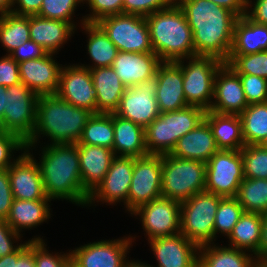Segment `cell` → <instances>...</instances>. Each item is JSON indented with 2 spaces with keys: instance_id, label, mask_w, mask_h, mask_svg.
<instances>
[{
  "instance_id": "bcb514c9",
  "label": "cell",
  "mask_w": 267,
  "mask_h": 267,
  "mask_svg": "<svg viewBox=\"0 0 267 267\" xmlns=\"http://www.w3.org/2000/svg\"><path fill=\"white\" fill-rule=\"evenodd\" d=\"M15 150L25 151V142L16 134L0 131V170L8 169L17 160L12 157Z\"/></svg>"
},
{
  "instance_id": "ee69618b",
  "label": "cell",
  "mask_w": 267,
  "mask_h": 267,
  "mask_svg": "<svg viewBox=\"0 0 267 267\" xmlns=\"http://www.w3.org/2000/svg\"><path fill=\"white\" fill-rule=\"evenodd\" d=\"M84 3L89 5L91 12L82 17L81 24L96 23L107 16L123 14V0H84Z\"/></svg>"
},
{
  "instance_id": "44dd1931",
  "label": "cell",
  "mask_w": 267,
  "mask_h": 267,
  "mask_svg": "<svg viewBox=\"0 0 267 267\" xmlns=\"http://www.w3.org/2000/svg\"><path fill=\"white\" fill-rule=\"evenodd\" d=\"M157 267H198L199 246L183 234L148 240Z\"/></svg>"
},
{
  "instance_id": "9f6ffc18",
  "label": "cell",
  "mask_w": 267,
  "mask_h": 267,
  "mask_svg": "<svg viewBox=\"0 0 267 267\" xmlns=\"http://www.w3.org/2000/svg\"><path fill=\"white\" fill-rule=\"evenodd\" d=\"M218 6L224 7L233 12L238 17H242L246 14L247 7L245 0H209Z\"/></svg>"
},
{
  "instance_id": "7dc6e473",
  "label": "cell",
  "mask_w": 267,
  "mask_h": 267,
  "mask_svg": "<svg viewBox=\"0 0 267 267\" xmlns=\"http://www.w3.org/2000/svg\"><path fill=\"white\" fill-rule=\"evenodd\" d=\"M174 2L175 0H123V14L147 17L169 7Z\"/></svg>"
},
{
  "instance_id": "7bdbcfd3",
  "label": "cell",
  "mask_w": 267,
  "mask_h": 267,
  "mask_svg": "<svg viewBox=\"0 0 267 267\" xmlns=\"http://www.w3.org/2000/svg\"><path fill=\"white\" fill-rule=\"evenodd\" d=\"M33 240V254L36 267H71L72 259L70 251L64 254L49 253L46 248L45 240L41 237L32 238Z\"/></svg>"
},
{
  "instance_id": "f35d334b",
  "label": "cell",
  "mask_w": 267,
  "mask_h": 267,
  "mask_svg": "<svg viewBox=\"0 0 267 267\" xmlns=\"http://www.w3.org/2000/svg\"><path fill=\"white\" fill-rule=\"evenodd\" d=\"M243 213L244 209L236 197L222 198L215 216L214 241L218 232L228 237Z\"/></svg>"
},
{
  "instance_id": "d6986e66",
  "label": "cell",
  "mask_w": 267,
  "mask_h": 267,
  "mask_svg": "<svg viewBox=\"0 0 267 267\" xmlns=\"http://www.w3.org/2000/svg\"><path fill=\"white\" fill-rule=\"evenodd\" d=\"M210 111L241 114L248 106L239 75L226 63L216 73Z\"/></svg>"
},
{
  "instance_id": "94428289",
  "label": "cell",
  "mask_w": 267,
  "mask_h": 267,
  "mask_svg": "<svg viewBox=\"0 0 267 267\" xmlns=\"http://www.w3.org/2000/svg\"><path fill=\"white\" fill-rule=\"evenodd\" d=\"M13 6V0H0V16L10 13Z\"/></svg>"
},
{
  "instance_id": "6da1fadb",
  "label": "cell",
  "mask_w": 267,
  "mask_h": 267,
  "mask_svg": "<svg viewBox=\"0 0 267 267\" xmlns=\"http://www.w3.org/2000/svg\"><path fill=\"white\" fill-rule=\"evenodd\" d=\"M175 1L182 8L193 32L195 55L213 56L225 63L239 17L209 0Z\"/></svg>"
},
{
  "instance_id": "603a6c76",
  "label": "cell",
  "mask_w": 267,
  "mask_h": 267,
  "mask_svg": "<svg viewBox=\"0 0 267 267\" xmlns=\"http://www.w3.org/2000/svg\"><path fill=\"white\" fill-rule=\"evenodd\" d=\"M54 53L42 58L18 63L20 80L38 95L56 94L62 64L54 59Z\"/></svg>"
},
{
  "instance_id": "30bf717a",
  "label": "cell",
  "mask_w": 267,
  "mask_h": 267,
  "mask_svg": "<svg viewBox=\"0 0 267 267\" xmlns=\"http://www.w3.org/2000/svg\"><path fill=\"white\" fill-rule=\"evenodd\" d=\"M96 23L103 29L118 51L153 52L149 27L145 17L117 14L107 16Z\"/></svg>"
},
{
  "instance_id": "52a82bcc",
  "label": "cell",
  "mask_w": 267,
  "mask_h": 267,
  "mask_svg": "<svg viewBox=\"0 0 267 267\" xmlns=\"http://www.w3.org/2000/svg\"><path fill=\"white\" fill-rule=\"evenodd\" d=\"M222 198L204 191L182 202L180 233L199 247L213 244L215 216Z\"/></svg>"
},
{
  "instance_id": "836d02e7",
  "label": "cell",
  "mask_w": 267,
  "mask_h": 267,
  "mask_svg": "<svg viewBox=\"0 0 267 267\" xmlns=\"http://www.w3.org/2000/svg\"><path fill=\"white\" fill-rule=\"evenodd\" d=\"M82 27L84 32L88 34L87 50L94 64L92 66L81 64L80 66L89 70L98 67H111L118 53L117 47L97 23L84 22L81 24Z\"/></svg>"
},
{
  "instance_id": "f1b7e54d",
  "label": "cell",
  "mask_w": 267,
  "mask_h": 267,
  "mask_svg": "<svg viewBox=\"0 0 267 267\" xmlns=\"http://www.w3.org/2000/svg\"><path fill=\"white\" fill-rule=\"evenodd\" d=\"M204 120L209 124L219 150H241L245 146L238 114H219L209 110Z\"/></svg>"
},
{
  "instance_id": "7c38bea8",
  "label": "cell",
  "mask_w": 267,
  "mask_h": 267,
  "mask_svg": "<svg viewBox=\"0 0 267 267\" xmlns=\"http://www.w3.org/2000/svg\"><path fill=\"white\" fill-rule=\"evenodd\" d=\"M162 155L134 157L132 181L124 205L129 213L139 206L161 197Z\"/></svg>"
},
{
  "instance_id": "d590c367",
  "label": "cell",
  "mask_w": 267,
  "mask_h": 267,
  "mask_svg": "<svg viewBox=\"0 0 267 267\" xmlns=\"http://www.w3.org/2000/svg\"><path fill=\"white\" fill-rule=\"evenodd\" d=\"M239 117L245 145H259L267 136V102L249 104Z\"/></svg>"
},
{
  "instance_id": "6125c7cd",
  "label": "cell",
  "mask_w": 267,
  "mask_h": 267,
  "mask_svg": "<svg viewBox=\"0 0 267 267\" xmlns=\"http://www.w3.org/2000/svg\"><path fill=\"white\" fill-rule=\"evenodd\" d=\"M123 267H153V266L146 264L145 262L143 263L141 261L127 260Z\"/></svg>"
},
{
  "instance_id": "cb8c5ba5",
  "label": "cell",
  "mask_w": 267,
  "mask_h": 267,
  "mask_svg": "<svg viewBox=\"0 0 267 267\" xmlns=\"http://www.w3.org/2000/svg\"><path fill=\"white\" fill-rule=\"evenodd\" d=\"M76 145L83 187L91 194L103 181L116 155L110 148L86 144Z\"/></svg>"
},
{
  "instance_id": "f546056e",
  "label": "cell",
  "mask_w": 267,
  "mask_h": 267,
  "mask_svg": "<svg viewBox=\"0 0 267 267\" xmlns=\"http://www.w3.org/2000/svg\"><path fill=\"white\" fill-rule=\"evenodd\" d=\"M267 50V25L255 23L246 15L235 23L229 55H246Z\"/></svg>"
},
{
  "instance_id": "3957f363",
  "label": "cell",
  "mask_w": 267,
  "mask_h": 267,
  "mask_svg": "<svg viewBox=\"0 0 267 267\" xmlns=\"http://www.w3.org/2000/svg\"><path fill=\"white\" fill-rule=\"evenodd\" d=\"M92 115L91 111L65 102L56 94L39 95L36 125L25 142L26 151L35 148L41 135L49 137L51 144H77Z\"/></svg>"
},
{
  "instance_id": "816d5d0a",
  "label": "cell",
  "mask_w": 267,
  "mask_h": 267,
  "mask_svg": "<svg viewBox=\"0 0 267 267\" xmlns=\"http://www.w3.org/2000/svg\"><path fill=\"white\" fill-rule=\"evenodd\" d=\"M48 52L32 40L25 41L24 44L13 50L9 55L17 62L21 63L30 59L44 57Z\"/></svg>"
},
{
  "instance_id": "83f0119b",
  "label": "cell",
  "mask_w": 267,
  "mask_h": 267,
  "mask_svg": "<svg viewBox=\"0 0 267 267\" xmlns=\"http://www.w3.org/2000/svg\"><path fill=\"white\" fill-rule=\"evenodd\" d=\"M114 141L116 156H147L144 127L113 113Z\"/></svg>"
},
{
  "instance_id": "74e56055",
  "label": "cell",
  "mask_w": 267,
  "mask_h": 267,
  "mask_svg": "<svg viewBox=\"0 0 267 267\" xmlns=\"http://www.w3.org/2000/svg\"><path fill=\"white\" fill-rule=\"evenodd\" d=\"M236 198L244 212H267V179L245 178L239 186Z\"/></svg>"
},
{
  "instance_id": "5b68a950",
  "label": "cell",
  "mask_w": 267,
  "mask_h": 267,
  "mask_svg": "<svg viewBox=\"0 0 267 267\" xmlns=\"http://www.w3.org/2000/svg\"><path fill=\"white\" fill-rule=\"evenodd\" d=\"M206 111L188 105L177 111L160 113L144 128L145 144L148 154H170L177 141L195 129L205 118Z\"/></svg>"
},
{
  "instance_id": "484cf974",
  "label": "cell",
  "mask_w": 267,
  "mask_h": 267,
  "mask_svg": "<svg viewBox=\"0 0 267 267\" xmlns=\"http://www.w3.org/2000/svg\"><path fill=\"white\" fill-rule=\"evenodd\" d=\"M218 150L211 128L203 120L195 129L178 139L175 148L170 154L181 159L198 160L207 163Z\"/></svg>"
},
{
  "instance_id": "ba28073f",
  "label": "cell",
  "mask_w": 267,
  "mask_h": 267,
  "mask_svg": "<svg viewBox=\"0 0 267 267\" xmlns=\"http://www.w3.org/2000/svg\"><path fill=\"white\" fill-rule=\"evenodd\" d=\"M186 60L175 61L182 69L186 101L188 105L209 111L213 99L214 79L224 62L216 57L203 55L191 56Z\"/></svg>"
},
{
  "instance_id": "db71d44e",
  "label": "cell",
  "mask_w": 267,
  "mask_h": 267,
  "mask_svg": "<svg viewBox=\"0 0 267 267\" xmlns=\"http://www.w3.org/2000/svg\"><path fill=\"white\" fill-rule=\"evenodd\" d=\"M42 1L43 0H13V5L17 4V6H13L11 12L23 16L37 15L41 9Z\"/></svg>"
},
{
  "instance_id": "b9f144b4",
  "label": "cell",
  "mask_w": 267,
  "mask_h": 267,
  "mask_svg": "<svg viewBox=\"0 0 267 267\" xmlns=\"http://www.w3.org/2000/svg\"><path fill=\"white\" fill-rule=\"evenodd\" d=\"M81 3L84 5V0H43L37 16L70 22L76 28L77 22L72 21V16Z\"/></svg>"
},
{
  "instance_id": "e575fe53",
  "label": "cell",
  "mask_w": 267,
  "mask_h": 267,
  "mask_svg": "<svg viewBox=\"0 0 267 267\" xmlns=\"http://www.w3.org/2000/svg\"><path fill=\"white\" fill-rule=\"evenodd\" d=\"M30 40L29 16L12 12L0 16V43L9 55L13 50Z\"/></svg>"
},
{
  "instance_id": "e7e4bbea",
  "label": "cell",
  "mask_w": 267,
  "mask_h": 267,
  "mask_svg": "<svg viewBox=\"0 0 267 267\" xmlns=\"http://www.w3.org/2000/svg\"><path fill=\"white\" fill-rule=\"evenodd\" d=\"M259 145L261 147L267 149V136L263 139V141Z\"/></svg>"
},
{
  "instance_id": "c3c4849f",
  "label": "cell",
  "mask_w": 267,
  "mask_h": 267,
  "mask_svg": "<svg viewBox=\"0 0 267 267\" xmlns=\"http://www.w3.org/2000/svg\"><path fill=\"white\" fill-rule=\"evenodd\" d=\"M21 239V234L15 232L6 220H0V257L16 252L22 244L13 245Z\"/></svg>"
},
{
  "instance_id": "6f0895ef",
  "label": "cell",
  "mask_w": 267,
  "mask_h": 267,
  "mask_svg": "<svg viewBox=\"0 0 267 267\" xmlns=\"http://www.w3.org/2000/svg\"><path fill=\"white\" fill-rule=\"evenodd\" d=\"M261 239L258 246V260H267V212L262 215Z\"/></svg>"
},
{
  "instance_id": "8992f818",
  "label": "cell",
  "mask_w": 267,
  "mask_h": 267,
  "mask_svg": "<svg viewBox=\"0 0 267 267\" xmlns=\"http://www.w3.org/2000/svg\"><path fill=\"white\" fill-rule=\"evenodd\" d=\"M161 179V196L182 203L205 191L206 163L163 154Z\"/></svg>"
},
{
  "instance_id": "60d3db41",
  "label": "cell",
  "mask_w": 267,
  "mask_h": 267,
  "mask_svg": "<svg viewBox=\"0 0 267 267\" xmlns=\"http://www.w3.org/2000/svg\"><path fill=\"white\" fill-rule=\"evenodd\" d=\"M225 63L237 74H250L267 79V50L246 55H229Z\"/></svg>"
},
{
  "instance_id": "ffe728a7",
  "label": "cell",
  "mask_w": 267,
  "mask_h": 267,
  "mask_svg": "<svg viewBox=\"0 0 267 267\" xmlns=\"http://www.w3.org/2000/svg\"><path fill=\"white\" fill-rule=\"evenodd\" d=\"M160 113L188 106L183 90L181 67L173 61H162L153 80Z\"/></svg>"
},
{
  "instance_id": "8fae6325",
  "label": "cell",
  "mask_w": 267,
  "mask_h": 267,
  "mask_svg": "<svg viewBox=\"0 0 267 267\" xmlns=\"http://www.w3.org/2000/svg\"><path fill=\"white\" fill-rule=\"evenodd\" d=\"M243 179L240 150H218L206 163V192L236 197Z\"/></svg>"
},
{
  "instance_id": "8d00e7d4",
  "label": "cell",
  "mask_w": 267,
  "mask_h": 267,
  "mask_svg": "<svg viewBox=\"0 0 267 267\" xmlns=\"http://www.w3.org/2000/svg\"><path fill=\"white\" fill-rule=\"evenodd\" d=\"M113 113H94L83 128L77 144L113 148Z\"/></svg>"
},
{
  "instance_id": "11a10c76",
  "label": "cell",
  "mask_w": 267,
  "mask_h": 267,
  "mask_svg": "<svg viewBox=\"0 0 267 267\" xmlns=\"http://www.w3.org/2000/svg\"><path fill=\"white\" fill-rule=\"evenodd\" d=\"M14 267H36L33 254V240L22 243L18 249V259L14 262Z\"/></svg>"
},
{
  "instance_id": "91938a15",
  "label": "cell",
  "mask_w": 267,
  "mask_h": 267,
  "mask_svg": "<svg viewBox=\"0 0 267 267\" xmlns=\"http://www.w3.org/2000/svg\"><path fill=\"white\" fill-rule=\"evenodd\" d=\"M7 87L0 86V127L3 124V115L5 110V93H6Z\"/></svg>"
},
{
  "instance_id": "7a4b0ae2",
  "label": "cell",
  "mask_w": 267,
  "mask_h": 267,
  "mask_svg": "<svg viewBox=\"0 0 267 267\" xmlns=\"http://www.w3.org/2000/svg\"><path fill=\"white\" fill-rule=\"evenodd\" d=\"M41 151L37 164L47 198L87 206L90 193L83 187L77 145L46 144Z\"/></svg>"
},
{
  "instance_id": "277c9868",
  "label": "cell",
  "mask_w": 267,
  "mask_h": 267,
  "mask_svg": "<svg viewBox=\"0 0 267 267\" xmlns=\"http://www.w3.org/2000/svg\"><path fill=\"white\" fill-rule=\"evenodd\" d=\"M145 18L153 52L161 61L175 62L195 56L193 32L176 1Z\"/></svg>"
},
{
  "instance_id": "1f68e13d",
  "label": "cell",
  "mask_w": 267,
  "mask_h": 267,
  "mask_svg": "<svg viewBox=\"0 0 267 267\" xmlns=\"http://www.w3.org/2000/svg\"><path fill=\"white\" fill-rule=\"evenodd\" d=\"M198 267H254L257 259L246 251L207 244L199 247Z\"/></svg>"
},
{
  "instance_id": "f5cc1de1",
  "label": "cell",
  "mask_w": 267,
  "mask_h": 267,
  "mask_svg": "<svg viewBox=\"0 0 267 267\" xmlns=\"http://www.w3.org/2000/svg\"><path fill=\"white\" fill-rule=\"evenodd\" d=\"M252 2L251 0L247 1L245 15L255 23L267 25V0H255L254 3Z\"/></svg>"
},
{
  "instance_id": "f6af8a7d",
  "label": "cell",
  "mask_w": 267,
  "mask_h": 267,
  "mask_svg": "<svg viewBox=\"0 0 267 267\" xmlns=\"http://www.w3.org/2000/svg\"><path fill=\"white\" fill-rule=\"evenodd\" d=\"M238 75L248 105L267 102V79L250 74Z\"/></svg>"
},
{
  "instance_id": "681fc988",
  "label": "cell",
  "mask_w": 267,
  "mask_h": 267,
  "mask_svg": "<svg viewBox=\"0 0 267 267\" xmlns=\"http://www.w3.org/2000/svg\"><path fill=\"white\" fill-rule=\"evenodd\" d=\"M19 65L10 56L0 58V86L9 87L20 83Z\"/></svg>"
},
{
  "instance_id": "d4e9b609",
  "label": "cell",
  "mask_w": 267,
  "mask_h": 267,
  "mask_svg": "<svg viewBox=\"0 0 267 267\" xmlns=\"http://www.w3.org/2000/svg\"><path fill=\"white\" fill-rule=\"evenodd\" d=\"M30 40L43 47L48 53H58L75 28L70 22L46 19L37 15L29 16ZM73 33V34H72Z\"/></svg>"
},
{
  "instance_id": "4fadbf2b",
  "label": "cell",
  "mask_w": 267,
  "mask_h": 267,
  "mask_svg": "<svg viewBox=\"0 0 267 267\" xmlns=\"http://www.w3.org/2000/svg\"><path fill=\"white\" fill-rule=\"evenodd\" d=\"M131 214L141 217L148 240L180 234V202L161 196L139 206Z\"/></svg>"
},
{
  "instance_id": "9a60e30c",
  "label": "cell",
  "mask_w": 267,
  "mask_h": 267,
  "mask_svg": "<svg viewBox=\"0 0 267 267\" xmlns=\"http://www.w3.org/2000/svg\"><path fill=\"white\" fill-rule=\"evenodd\" d=\"M56 95L76 107L97 113V100L91 72L80 64L61 68Z\"/></svg>"
},
{
  "instance_id": "680465c9",
  "label": "cell",
  "mask_w": 267,
  "mask_h": 267,
  "mask_svg": "<svg viewBox=\"0 0 267 267\" xmlns=\"http://www.w3.org/2000/svg\"><path fill=\"white\" fill-rule=\"evenodd\" d=\"M18 259V250L10 255L0 257V267H14V262Z\"/></svg>"
},
{
  "instance_id": "4316f807",
  "label": "cell",
  "mask_w": 267,
  "mask_h": 267,
  "mask_svg": "<svg viewBox=\"0 0 267 267\" xmlns=\"http://www.w3.org/2000/svg\"><path fill=\"white\" fill-rule=\"evenodd\" d=\"M90 72L97 100V113H114L127 86L121 82L112 67H98L90 69Z\"/></svg>"
},
{
  "instance_id": "be15d7a7",
  "label": "cell",
  "mask_w": 267,
  "mask_h": 267,
  "mask_svg": "<svg viewBox=\"0 0 267 267\" xmlns=\"http://www.w3.org/2000/svg\"><path fill=\"white\" fill-rule=\"evenodd\" d=\"M254 267H267V260H257Z\"/></svg>"
},
{
  "instance_id": "d6a6232c",
  "label": "cell",
  "mask_w": 267,
  "mask_h": 267,
  "mask_svg": "<svg viewBox=\"0 0 267 267\" xmlns=\"http://www.w3.org/2000/svg\"><path fill=\"white\" fill-rule=\"evenodd\" d=\"M262 221V214L244 212L228 236L229 247L252 252L258 260Z\"/></svg>"
},
{
  "instance_id": "9c48e42d",
  "label": "cell",
  "mask_w": 267,
  "mask_h": 267,
  "mask_svg": "<svg viewBox=\"0 0 267 267\" xmlns=\"http://www.w3.org/2000/svg\"><path fill=\"white\" fill-rule=\"evenodd\" d=\"M38 98L39 95L22 82L7 87L0 131L16 134L26 142L35 129Z\"/></svg>"
},
{
  "instance_id": "e0dca14e",
  "label": "cell",
  "mask_w": 267,
  "mask_h": 267,
  "mask_svg": "<svg viewBox=\"0 0 267 267\" xmlns=\"http://www.w3.org/2000/svg\"><path fill=\"white\" fill-rule=\"evenodd\" d=\"M14 199L40 200L46 196L37 160L31 152L23 151L8 168Z\"/></svg>"
},
{
  "instance_id": "4dcf8cb0",
  "label": "cell",
  "mask_w": 267,
  "mask_h": 267,
  "mask_svg": "<svg viewBox=\"0 0 267 267\" xmlns=\"http://www.w3.org/2000/svg\"><path fill=\"white\" fill-rule=\"evenodd\" d=\"M50 201L52 200L14 199L6 222L18 234L21 233L22 229L36 228V226L46 222L51 217V208H49L50 205L48 203Z\"/></svg>"
},
{
  "instance_id": "5bb4252c",
  "label": "cell",
  "mask_w": 267,
  "mask_h": 267,
  "mask_svg": "<svg viewBox=\"0 0 267 267\" xmlns=\"http://www.w3.org/2000/svg\"><path fill=\"white\" fill-rule=\"evenodd\" d=\"M135 237L101 240L88 243L72 250L71 259L74 267H123L127 261ZM133 240V241H132Z\"/></svg>"
},
{
  "instance_id": "7402d4cb",
  "label": "cell",
  "mask_w": 267,
  "mask_h": 267,
  "mask_svg": "<svg viewBox=\"0 0 267 267\" xmlns=\"http://www.w3.org/2000/svg\"><path fill=\"white\" fill-rule=\"evenodd\" d=\"M162 61L154 52L136 53L118 51L112 68L127 86L153 83L158 66Z\"/></svg>"
},
{
  "instance_id": "ac0fdd59",
  "label": "cell",
  "mask_w": 267,
  "mask_h": 267,
  "mask_svg": "<svg viewBox=\"0 0 267 267\" xmlns=\"http://www.w3.org/2000/svg\"><path fill=\"white\" fill-rule=\"evenodd\" d=\"M114 113L144 128L148 126L160 115L154 84L127 87Z\"/></svg>"
},
{
  "instance_id": "f907efd6",
  "label": "cell",
  "mask_w": 267,
  "mask_h": 267,
  "mask_svg": "<svg viewBox=\"0 0 267 267\" xmlns=\"http://www.w3.org/2000/svg\"><path fill=\"white\" fill-rule=\"evenodd\" d=\"M13 200L8 169L0 170V220L7 219Z\"/></svg>"
},
{
  "instance_id": "2e32d148",
  "label": "cell",
  "mask_w": 267,
  "mask_h": 267,
  "mask_svg": "<svg viewBox=\"0 0 267 267\" xmlns=\"http://www.w3.org/2000/svg\"><path fill=\"white\" fill-rule=\"evenodd\" d=\"M134 157L115 156L103 181L90 194L87 206L92 203L103 202L116 204L128 200V192L132 181Z\"/></svg>"
},
{
  "instance_id": "ab89813d",
  "label": "cell",
  "mask_w": 267,
  "mask_h": 267,
  "mask_svg": "<svg viewBox=\"0 0 267 267\" xmlns=\"http://www.w3.org/2000/svg\"><path fill=\"white\" fill-rule=\"evenodd\" d=\"M240 151L244 177L267 179V149L260 145H245Z\"/></svg>"
}]
</instances>
